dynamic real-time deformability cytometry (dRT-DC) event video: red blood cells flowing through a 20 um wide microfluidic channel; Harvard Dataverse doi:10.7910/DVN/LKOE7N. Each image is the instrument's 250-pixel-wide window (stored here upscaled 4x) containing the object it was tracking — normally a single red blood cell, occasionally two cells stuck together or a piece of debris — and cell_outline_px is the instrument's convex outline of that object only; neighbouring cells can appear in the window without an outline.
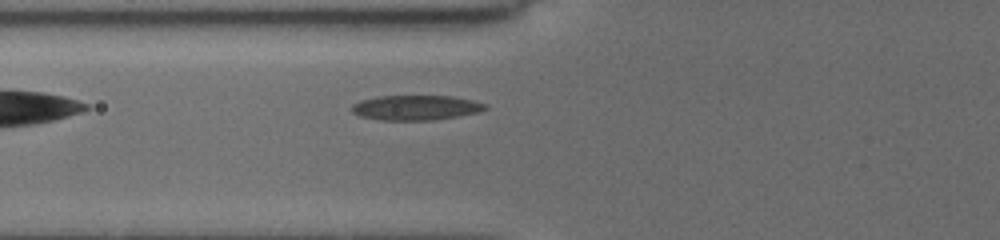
{"species": "common noctule bat (a hibernating species)", "species_latin": "Nyctalus noctula", "temperature_condition": "cold", "stored_images_in_passage": 9, "camera_frame_rate_fps": 3000, "um_per_image_px": 0.085, "animal": {"sex": "female", "body_mass_g": 19.5, "forearm_length_mm": 54.1}, "frame": {"image": 1, "passage_image": 9, "time_ms": 3.333, "image_size_px": [1000, 240], "cell_outline_px": [[488, 108], [480, 112], [460, 116], [432, 120], [380, 120], [360, 116], [352, 112], [352, 104], [360, 100], [380, 96], [452, 96], [472, 100], [488, 104]], "centroid_in_image_um": [35.38, 9.15], "position_along_channel_um": 90.4, "area_um2": 19.48}}